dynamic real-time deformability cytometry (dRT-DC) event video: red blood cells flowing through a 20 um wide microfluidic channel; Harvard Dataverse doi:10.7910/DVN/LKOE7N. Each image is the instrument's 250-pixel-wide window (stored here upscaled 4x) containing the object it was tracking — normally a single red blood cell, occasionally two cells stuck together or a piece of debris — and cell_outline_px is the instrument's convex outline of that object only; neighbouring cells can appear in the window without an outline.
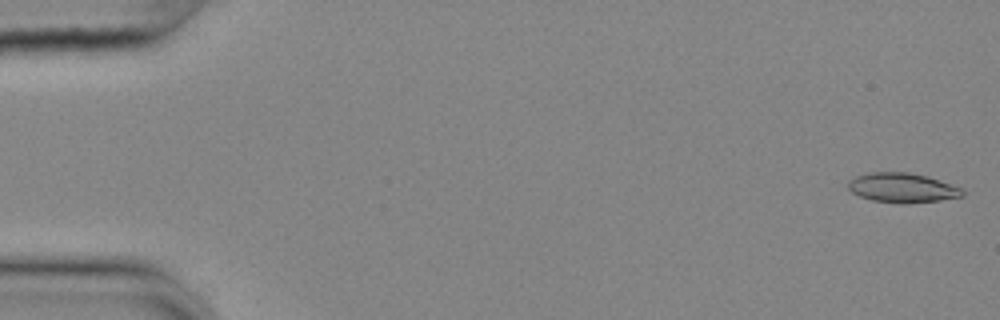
{"species": "common noctule bat (a hibernating species)", "species_latin": "Nyctalus noctula", "temperature_condition": "cold", "stored_images_in_passage": 55, "camera_frame_rate_fps": 3000, "um_per_image_px": 0.085, "animal": {"sex": "female", "body_mass_g": 25.1}, "frame": {"image": 1, "passage_image": 1, "time_ms": 0.0, "image_size_px": [1000, 320], "cell_outline_px": [[964, 196], [940, 200], [908, 204], [900, 204], [872, 200], [860, 196], [852, 192], [848, 188], [848, 180], [856, 176], [872, 172], [908, 172], [928, 176], [964, 188]], "centroid_in_image_um": [76.73, 15.96], "position_along_channel_um": 8.3, "area_um2": 19.94}}
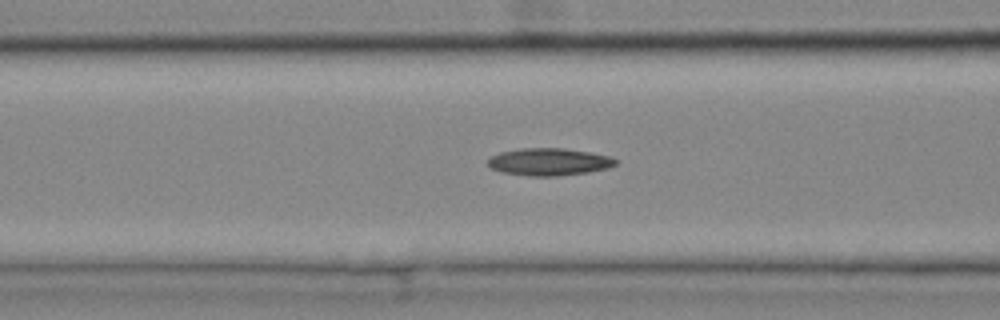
{"frame": {"image": 2, "passage_image": 22, "time_ms": 7.0, "image_size_px": [1000, 320], "cell_outline_px": [[616, 164], [608, 168], [588, 172], [556, 176], [532, 176], [504, 172], [492, 168], [488, 164], [488, 160], [492, 156], [500, 152], [520, 148], [564, 148], [588, 152], [608, 156], [616, 160]], "centroid_in_image_um": [46.67, 13.75], "position_along_channel_um": 119.9, "area_um2": 20.06}}
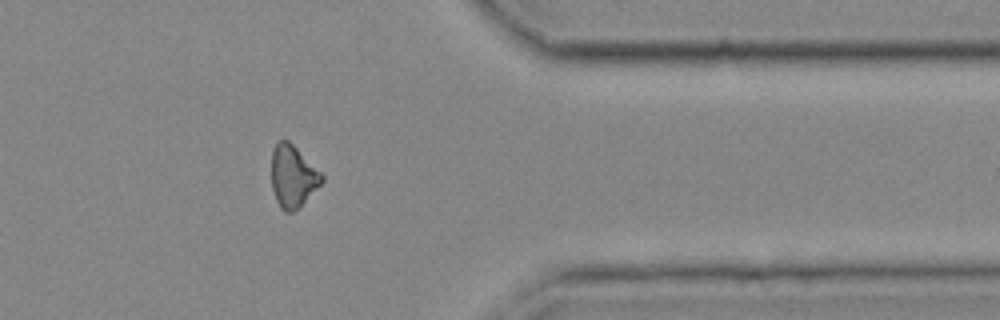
{"frame": {"image": 3, "passage_image": 45, "time_ms": 14.667, "image_size_px": [1000, 320], "cell_outline_px": [[324, 180], [292, 212], [284, 212], [280, 208], [276, 200], [272, 188], [272, 152], [276, 144], [280, 140], [288, 140], [324, 176]], "centroid_in_image_um": [24.86, 14.98], "position_along_channel_um": 386.5, "area_um2": 17.57}}